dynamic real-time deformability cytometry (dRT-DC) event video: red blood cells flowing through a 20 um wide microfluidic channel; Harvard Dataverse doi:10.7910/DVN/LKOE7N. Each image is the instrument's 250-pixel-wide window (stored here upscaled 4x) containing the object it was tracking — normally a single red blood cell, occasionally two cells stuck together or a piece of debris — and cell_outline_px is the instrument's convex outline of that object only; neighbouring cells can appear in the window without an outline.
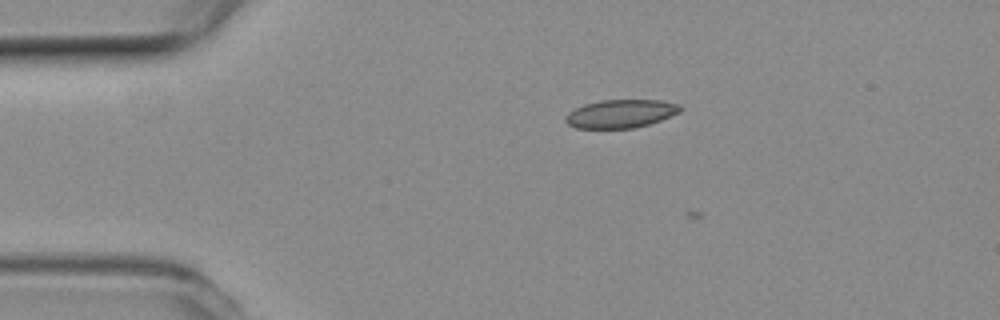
{"species": "common noctule bat (a hibernating species)", "species_latin": "Nyctalus noctula", "temperature_condition": "room temperature", "stored_images_in_passage": 9, "camera_frame_rate_fps": 3000, "um_per_image_px": 0.085, "animal": {"sex": "female", "body_mass_g": 19.3, "forearm_length_mm": 54.1}, "frame": {"image": 1, "passage_image": 4, "time_ms": 1.0, "image_size_px": [1000, 320], "cell_outline_px": [[684, 108], [680, 112], [660, 120], [648, 124], [632, 128], [576, 128], [568, 124], [564, 120], [564, 116], [568, 112], [584, 104], [604, 100], [660, 100], [680, 104]], "centroid_in_image_um": [52.76, 9.66], "position_along_channel_um": 32.2, "area_um2": 18.9}}